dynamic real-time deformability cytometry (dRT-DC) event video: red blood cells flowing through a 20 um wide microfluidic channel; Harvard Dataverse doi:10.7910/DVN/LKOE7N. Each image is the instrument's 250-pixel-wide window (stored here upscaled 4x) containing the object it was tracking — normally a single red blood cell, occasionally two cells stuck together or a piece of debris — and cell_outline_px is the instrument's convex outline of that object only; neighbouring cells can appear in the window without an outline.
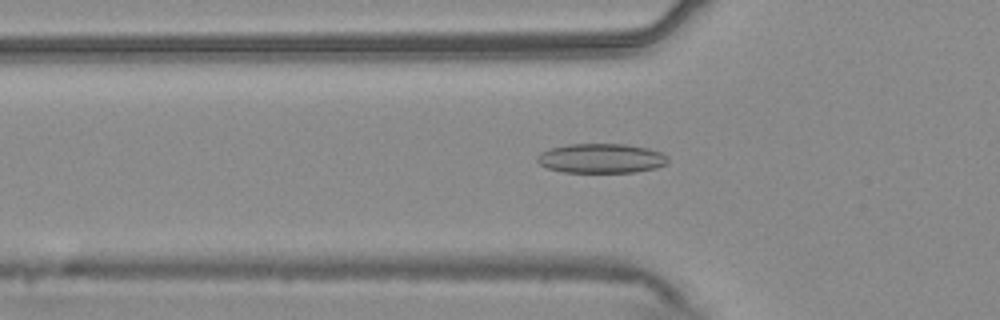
{"species": "common noctule bat (a hibernating species)", "species_latin": "Nyctalus noctula", "temperature_condition": "warm", "stored_images_in_passage": 54, "camera_frame_rate_fps": 3000, "um_per_image_px": 0.085, "animal": {"sex": "male", "body_mass_g": 20.4}, "frame": {"image": 1, "passage_image": 17, "time_ms": 5.333, "image_size_px": [1000, 320], "cell_outline_px": [[668, 164], [656, 168], [636, 172], [564, 172], [548, 168], [540, 164], [536, 160], [536, 156], [540, 152], [552, 148], [568, 144], [624, 144], [648, 148], [660, 152], [668, 156]], "centroid_in_image_um": [51.12, 13.46], "position_along_channel_um": 74.7, "area_um2": 22.54}}
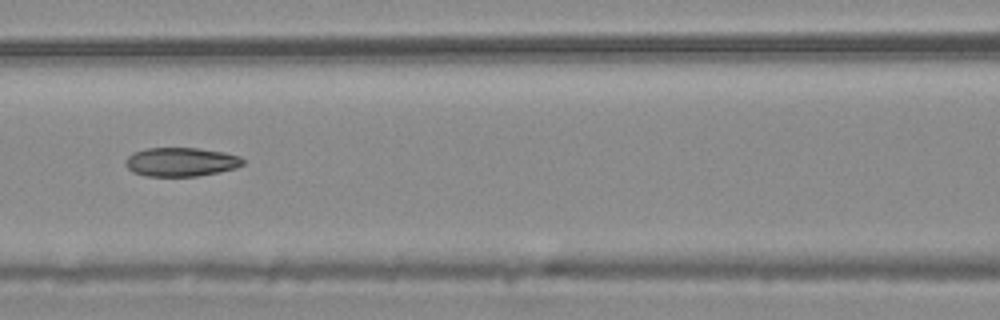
{"frame": {"image": 2, "passage_image": 23, "time_ms": 7.333, "image_size_px": [1000, 320], "cell_outline_px": [[244, 164], [236, 168], [220, 172], [196, 176], [148, 176], [132, 172], [124, 164], [124, 160], [132, 152], [148, 148], [196, 148], [224, 152], [240, 156], [244, 160]], "centroid_in_image_um": [15.37, 13.76], "position_along_channel_um": 151.2, "area_um2": 19.88}}
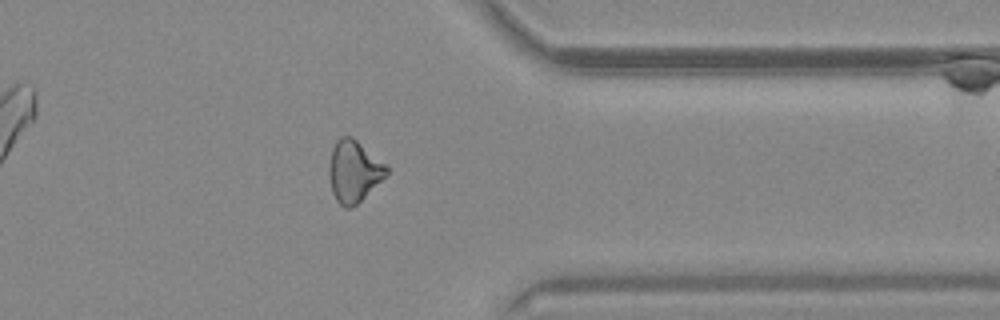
{"frame": {"image": 3, "passage_image": 42, "time_ms": 13.667, "image_size_px": [1000, 320], "cell_outline_px": [[388, 172], [356, 204], [348, 208], [344, 208], [336, 200], [332, 192], [328, 172], [328, 164], [332, 148], [336, 140], [340, 136], [352, 136], [384, 164], [388, 168]], "centroid_in_image_um": [30.01, 14.53], "position_along_channel_um": 381.4, "area_um2": 20.17}}